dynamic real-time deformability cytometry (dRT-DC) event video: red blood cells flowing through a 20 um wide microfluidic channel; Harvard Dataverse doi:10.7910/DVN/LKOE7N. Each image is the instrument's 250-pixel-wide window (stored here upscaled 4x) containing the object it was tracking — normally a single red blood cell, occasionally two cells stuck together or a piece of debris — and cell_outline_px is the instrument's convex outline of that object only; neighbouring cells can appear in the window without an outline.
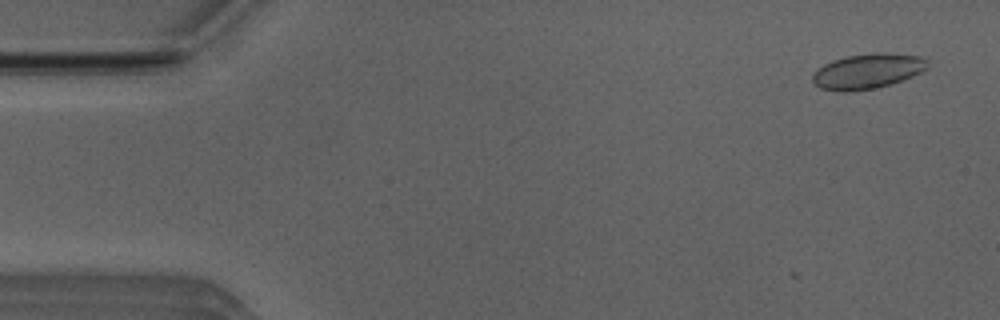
{"species": "Egyptian fruit bat (a non-hibernating species)", "species_latin": "Rousettus aegyptiacus", "temperature_condition": "room temperature", "stored_images_in_passage": 3, "camera_frame_rate_fps": 3000, "um_per_image_px": 0.085, "animal": {"sex": "male"}, "frame": {"image": 1, "passage_image": 1, "time_ms": 0.0, "image_size_px": [1000, 320], "cell_outline_px": [[928, 68], [912, 76], [892, 84], [872, 88], [844, 92], [820, 88], [812, 80], [812, 72], [824, 64], [832, 60], [848, 56], [872, 52], [884, 52], [920, 56], [928, 60]], "centroid_in_image_um": [73.74, 6.03], "position_along_channel_um": 11.3, "area_um2": 23.52}}